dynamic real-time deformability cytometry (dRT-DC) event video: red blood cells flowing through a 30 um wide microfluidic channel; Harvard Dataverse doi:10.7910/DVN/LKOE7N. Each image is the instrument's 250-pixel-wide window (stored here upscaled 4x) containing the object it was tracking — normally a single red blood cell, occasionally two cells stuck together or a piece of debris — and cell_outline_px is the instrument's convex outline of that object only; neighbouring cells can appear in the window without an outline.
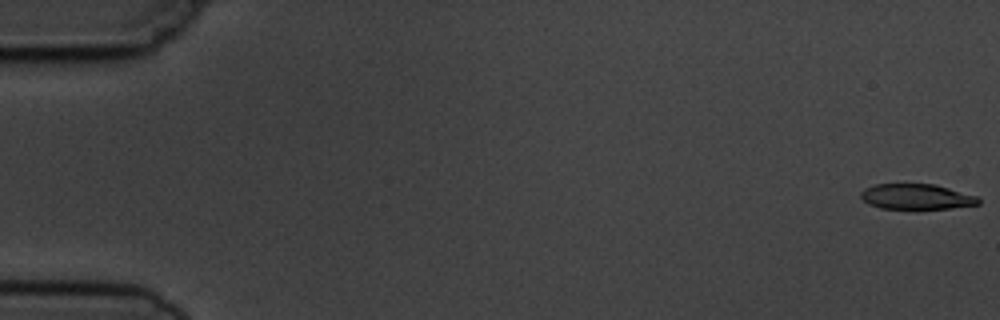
{"species": "common noctule bat (a hibernating species)", "species_latin": "Nyctalus noctula", "temperature_condition": "cold", "stored_images_in_passage": 5, "camera_frame_rate_fps": 3000, "um_per_image_px": 0.085, "animal": {"sex": "male", "body_mass_g": 19.5, "forearm_length_mm": 54.6}, "frame": {"image": 1, "passage_image": 1, "time_ms": 0.0, "image_size_px": [1000, 320], "cell_outline_px": [[980, 204], [952, 208], [880, 208], [868, 204], [860, 196], [860, 192], [864, 188], [876, 184], [936, 184], [976, 196], [980, 200]], "centroid_in_image_um": [77.88, 16.71], "position_along_channel_um": 7.1, "area_um2": 17.28}}
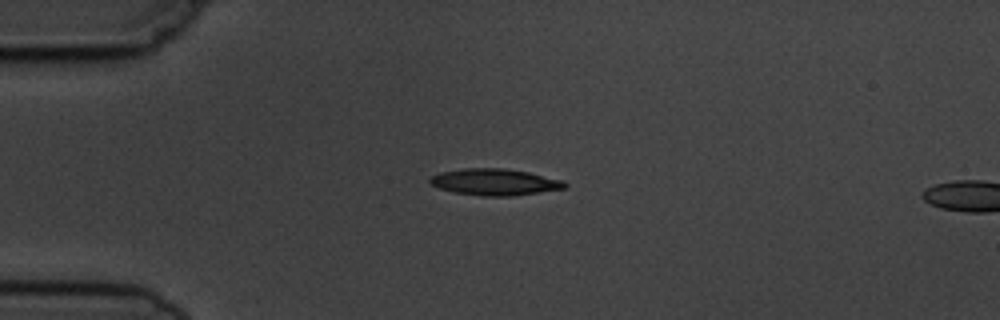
{"frame": {"image": 2, "passage_image": 4, "time_ms": 4.333, "image_size_px": [1000, 320], "cell_outline_px": [[568, 184], [564, 188], [540, 192], [512, 196], [480, 196], [452, 192], [428, 184], [428, 176], [440, 172], [464, 168], [504, 168], [528, 172], [564, 180]], "centroid_in_image_um": [42.0, 15.47], "position_along_channel_um": 43.0, "area_um2": 21.1}}